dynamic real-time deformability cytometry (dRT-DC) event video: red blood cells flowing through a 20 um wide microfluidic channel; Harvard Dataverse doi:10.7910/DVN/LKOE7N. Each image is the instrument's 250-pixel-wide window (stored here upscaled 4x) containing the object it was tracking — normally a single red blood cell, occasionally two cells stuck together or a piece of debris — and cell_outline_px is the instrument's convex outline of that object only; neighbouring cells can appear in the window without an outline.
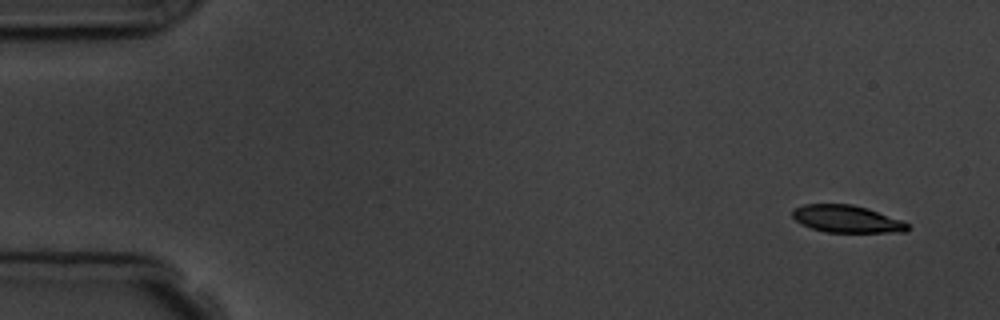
{"species": "common noctule bat (a hibernating species)", "species_latin": "Nyctalus noctula", "temperature_condition": "room temperature", "stored_images_in_passage": 4, "camera_frame_rate_fps": 3000, "um_per_image_px": 0.085, "animal": {"sex": "male", "body_mass_g": 19.5, "forearm_length_mm": 54.6}, "frame": {"image": 1, "passage_image": 1, "time_ms": 0.0, "image_size_px": [1000, 320], "cell_outline_px": [[912, 228], [908, 232], [824, 232], [800, 224], [792, 216], [792, 208], [804, 204], [852, 204], [868, 208], [904, 220]], "centroid_in_image_um": [72.01, 18.61], "position_along_channel_um": 13.0, "area_um2": 18.67}}
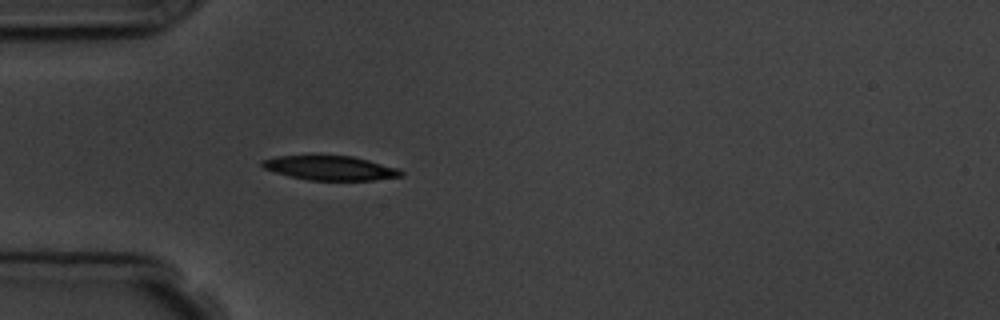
{"frame": {"image": 2, "passage_image": 4, "time_ms": 4.333, "image_size_px": [1000, 320], "cell_outline_px": [[404, 176], [372, 180], [308, 180], [288, 176], [264, 168], [260, 164], [260, 160], [276, 156], [352, 156], [400, 168], [404, 172]], "centroid_in_image_um": [28.09, 14.28], "position_along_channel_um": 56.9, "area_um2": 19.71}}